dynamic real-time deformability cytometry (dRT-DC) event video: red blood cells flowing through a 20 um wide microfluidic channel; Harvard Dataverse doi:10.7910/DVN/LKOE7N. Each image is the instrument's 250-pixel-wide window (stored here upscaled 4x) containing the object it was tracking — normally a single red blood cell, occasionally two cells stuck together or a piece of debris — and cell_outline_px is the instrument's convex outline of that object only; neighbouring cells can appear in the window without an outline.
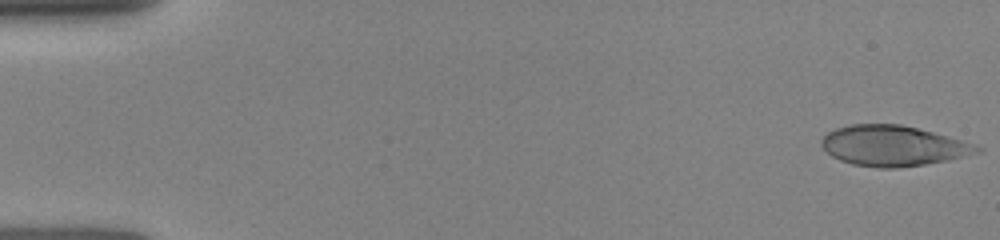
{"species": "human", "species_latin": "Homo sapiens", "temperature_condition": "room temperature", "stored_images_in_passage": 34, "camera_frame_rate_fps": 3000, "um_per_image_px": 0.085, "donor": {"sex": "female"}, "frame": {"image": 1, "passage_image": 1, "time_ms": 0.0, "image_size_px": [1000, 240], "cell_outline_px": [[984, 148], [980, 152], [948, 160], [900, 168], [880, 168], [852, 164], [840, 160], [832, 156], [820, 144], [820, 140], [828, 132], [836, 128], [852, 124], [900, 124], [932, 132], [960, 140]], "centroid_in_image_um": [75.88, 12.4], "position_along_channel_um": 9.1, "area_um2": 36.3}}
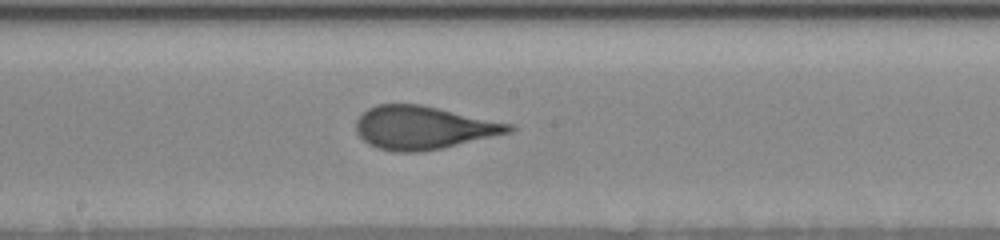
{"frame": {"image": 2, "passage_image": 19, "time_ms": 8.333, "image_size_px": [1000, 240], "cell_outline_px": [[516, 128], [512, 132], [444, 148], [420, 152], [392, 152], [376, 148], [368, 144], [356, 132], [356, 120], [368, 108], [376, 104], [420, 104], [516, 124]], "centroid_in_image_um": [36.02, 10.86], "position_along_channel_um": 212.2, "area_um2": 38.9}}
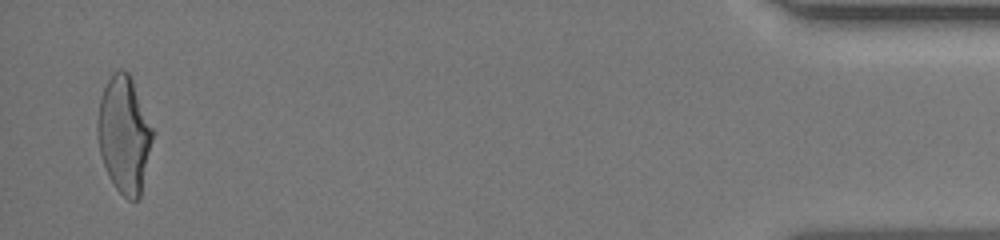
{"frame": {"image": 3, "passage_image": 34, "time_ms": 15.333, "image_size_px": [1000, 240], "cell_outline_px": [[152, 140], [140, 196], [136, 200], [128, 200], [116, 188], [104, 164], [100, 152], [96, 136], [96, 124], [100, 100], [104, 88], [112, 72], [120, 68], [124, 68], [128, 72], [132, 80], [152, 128]], "centroid_in_image_um": [10.52, 11.41], "position_along_channel_um": 424.7, "area_um2": 36.82}}